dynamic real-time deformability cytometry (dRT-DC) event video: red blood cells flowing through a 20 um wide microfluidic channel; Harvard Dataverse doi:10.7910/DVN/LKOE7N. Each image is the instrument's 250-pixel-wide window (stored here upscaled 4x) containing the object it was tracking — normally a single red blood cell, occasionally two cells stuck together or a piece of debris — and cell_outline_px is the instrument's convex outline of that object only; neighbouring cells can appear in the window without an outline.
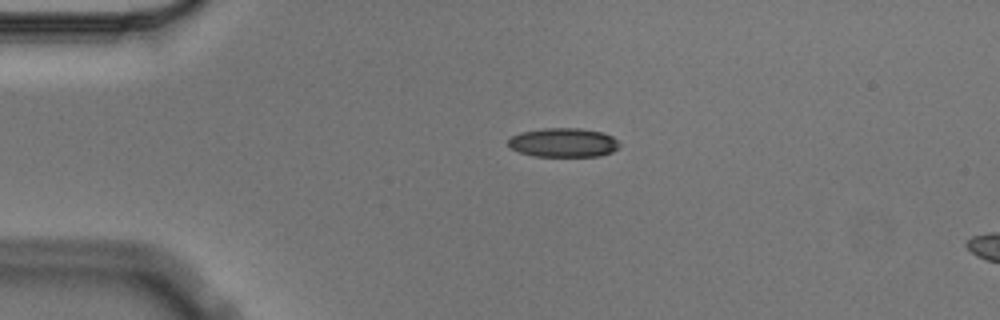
{"species": "Egyptian fruit bat (a non-hibernating species)", "species_latin": "Rousettus aegyptiacus", "temperature_condition": "cold", "stored_images_in_passage": 5, "segment_of_instrument_passage": [1, 2], "camera_frame_rate_fps": 3000, "um_per_image_px": 0.085, "animal": {"sex": "male"}, "frame": {"image": 1, "passage_image": 3, "time_ms": 0.667, "image_size_px": [1000, 320], "cell_outline_px": [[620, 144], [612, 152], [600, 156], [532, 156], [520, 152], [512, 148], [508, 144], [508, 140], [512, 136], [520, 132], [544, 128], [580, 128], [604, 132], [612, 136]], "centroid_in_image_um": [47.89, 12.11], "position_along_channel_um": 37.1, "area_um2": 18.84}}